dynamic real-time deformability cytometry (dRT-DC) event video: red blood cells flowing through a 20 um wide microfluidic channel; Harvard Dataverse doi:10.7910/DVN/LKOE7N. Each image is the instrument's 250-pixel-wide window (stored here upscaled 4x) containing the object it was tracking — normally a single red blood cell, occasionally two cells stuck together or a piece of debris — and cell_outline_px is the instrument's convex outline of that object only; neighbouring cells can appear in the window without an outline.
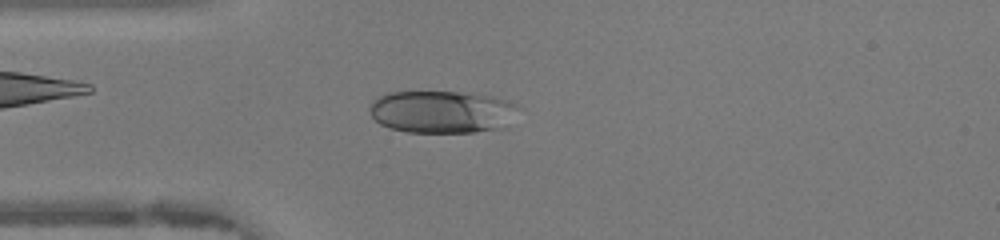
{"species": "human", "species_latin": "Homo sapiens", "temperature_condition": "warm", "stored_images_in_passage": 48, "camera_frame_rate_fps": 3000, "um_per_image_px": 0.085, "donor": {"sex": "female"}, "frame": {"image": 1, "passage_image": 14, "time_ms": 4.333, "image_size_px": [1000, 240], "cell_outline_px": [[488, 128], [468, 132], [412, 132], [392, 128], [376, 120], [372, 116], [372, 104], [376, 100], [384, 96], [396, 92], [452, 92], [468, 96]], "centroid_in_image_um": [36.39, 9.55], "position_along_channel_um": 48.6, "area_um2": 27.69}}
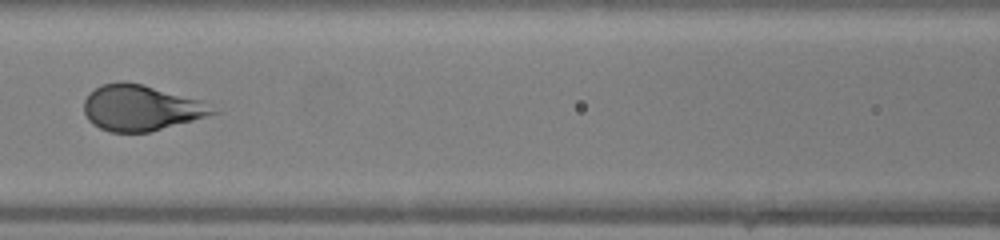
{"frame": {"image": 2, "passage_image": 22, "time_ms": 7.0, "image_size_px": [1000, 240], "cell_outline_px": [[212, 112], [188, 120], [148, 132], [112, 132], [100, 128], [84, 112], [84, 104], [88, 96], [96, 88], [104, 84], [140, 84], [192, 100]], "centroid_in_image_um": [11.76, 9.21], "position_along_channel_um": 154.8, "area_um2": 31.1}}
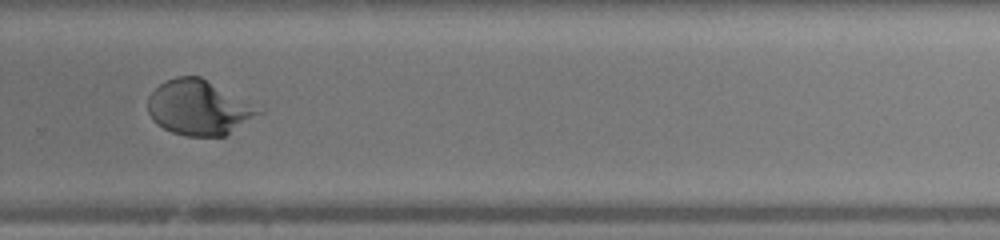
{"frame": {"image": 3, "passage_image": 33, "time_ms": 10.667, "image_size_px": [1000, 240], "cell_outline_px": [[252, 112], [224, 136], [188, 136], [172, 132], [164, 128], [152, 116], [148, 108], [148, 104], [152, 92], [160, 84], [168, 80], [180, 76], [200, 76]], "centroid_in_image_um": [16.58, 9.16], "position_along_channel_um": 313.2, "area_um2": 31.56}, "authors_computed_cell_mechanics": {"area_um2": 31.0097, "velocity_mm_per_s": 4.3402, "shape_relaxation_time_tau1_ms": 6.2869, "shape_relaxation_time_tau2_ms": null, "deformation_change_tau1": 0.2583, "deformation_change_tau2": null}}